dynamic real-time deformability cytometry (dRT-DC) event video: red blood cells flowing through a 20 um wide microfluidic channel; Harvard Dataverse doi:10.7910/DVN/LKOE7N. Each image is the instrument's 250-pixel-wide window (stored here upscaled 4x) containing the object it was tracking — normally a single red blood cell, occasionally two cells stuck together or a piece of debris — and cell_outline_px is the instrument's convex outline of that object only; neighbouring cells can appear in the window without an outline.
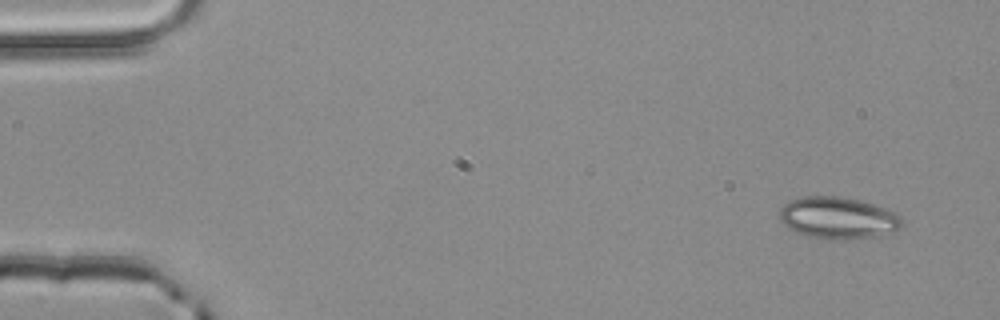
{"species": "common noctule bat (a hibernating species)", "species_latin": "Nyctalus noctula", "temperature_condition": "room temperature", "stored_images_in_passage": 4, "camera_frame_rate_fps": 3000, "um_per_image_px": 0.085, "animal": {"sex": "male", "body_mass_g": 20.4}, "frame": {"image": 1, "passage_image": 1, "time_ms": 0.0, "image_size_px": [1000, 320], "cell_outline_px": [[904, 224], [900, 228], [892, 232], [876, 236], [852, 240], [820, 240], [796, 232], [788, 228], [780, 220], [780, 208], [784, 204], [800, 196], [840, 196], [872, 204], [884, 208], [900, 216], [904, 220]], "centroid_in_image_um": [71.22, 18.55], "position_along_channel_um": 13.8, "area_um2": 30.17}}